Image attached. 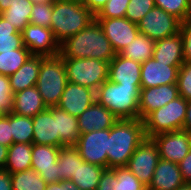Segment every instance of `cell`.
<instances>
[{
	"label": "cell",
	"instance_id": "6da1fadb",
	"mask_svg": "<svg viewBox=\"0 0 191 190\" xmlns=\"http://www.w3.org/2000/svg\"><path fill=\"white\" fill-rule=\"evenodd\" d=\"M59 55L63 59L94 58L110 62L116 55L109 39L95 20L76 35L60 44Z\"/></svg>",
	"mask_w": 191,
	"mask_h": 190
},
{
	"label": "cell",
	"instance_id": "7a4b0ae2",
	"mask_svg": "<svg viewBox=\"0 0 191 190\" xmlns=\"http://www.w3.org/2000/svg\"><path fill=\"white\" fill-rule=\"evenodd\" d=\"M146 138L140 119H119L108 137V168L127 166L137 146Z\"/></svg>",
	"mask_w": 191,
	"mask_h": 190
},
{
	"label": "cell",
	"instance_id": "3957f363",
	"mask_svg": "<svg viewBox=\"0 0 191 190\" xmlns=\"http://www.w3.org/2000/svg\"><path fill=\"white\" fill-rule=\"evenodd\" d=\"M95 21V15L82 3L69 0L53 2L51 27L55 39L61 44Z\"/></svg>",
	"mask_w": 191,
	"mask_h": 190
},
{
	"label": "cell",
	"instance_id": "277c9868",
	"mask_svg": "<svg viewBox=\"0 0 191 190\" xmlns=\"http://www.w3.org/2000/svg\"><path fill=\"white\" fill-rule=\"evenodd\" d=\"M141 86H126L105 81L96 91V101L119 119H139Z\"/></svg>",
	"mask_w": 191,
	"mask_h": 190
},
{
	"label": "cell",
	"instance_id": "5b68a950",
	"mask_svg": "<svg viewBox=\"0 0 191 190\" xmlns=\"http://www.w3.org/2000/svg\"><path fill=\"white\" fill-rule=\"evenodd\" d=\"M67 82L64 59L59 54L56 56H41L36 87L47 108L58 105Z\"/></svg>",
	"mask_w": 191,
	"mask_h": 190
},
{
	"label": "cell",
	"instance_id": "8992f818",
	"mask_svg": "<svg viewBox=\"0 0 191 190\" xmlns=\"http://www.w3.org/2000/svg\"><path fill=\"white\" fill-rule=\"evenodd\" d=\"M188 101L182 96L151 112L144 120L146 138L158 134L182 130Z\"/></svg>",
	"mask_w": 191,
	"mask_h": 190
},
{
	"label": "cell",
	"instance_id": "52a82bcc",
	"mask_svg": "<svg viewBox=\"0 0 191 190\" xmlns=\"http://www.w3.org/2000/svg\"><path fill=\"white\" fill-rule=\"evenodd\" d=\"M69 82L97 91L108 80L109 62L94 58L64 59Z\"/></svg>",
	"mask_w": 191,
	"mask_h": 190
},
{
	"label": "cell",
	"instance_id": "ba28073f",
	"mask_svg": "<svg viewBox=\"0 0 191 190\" xmlns=\"http://www.w3.org/2000/svg\"><path fill=\"white\" fill-rule=\"evenodd\" d=\"M159 160L158 146L152 138H145L137 146L126 167L148 187Z\"/></svg>",
	"mask_w": 191,
	"mask_h": 190
},
{
	"label": "cell",
	"instance_id": "9c48e42d",
	"mask_svg": "<svg viewBox=\"0 0 191 190\" xmlns=\"http://www.w3.org/2000/svg\"><path fill=\"white\" fill-rule=\"evenodd\" d=\"M181 21L155 6L138 23L139 33L157 41L180 31Z\"/></svg>",
	"mask_w": 191,
	"mask_h": 190
},
{
	"label": "cell",
	"instance_id": "30bf717a",
	"mask_svg": "<svg viewBox=\"0 0 191 190\" xmlns=\"http://www.w3.org/2000/svg\"><path fill=\"white\" fill-rule=\"evenodd\" d=\"M110 128L80 134L75 145L81 158L88 163L108 168V137Z\"/></svg>",
	"mask_w": 191,
	"mask_h": 190
},
{
	"label": "cell",
	"instance_id": "8fae6325",
	"mask_svg": "<svg viewBox=\"0 0 191 190\" xmlns=\"http://www.w3.org/2000/svg\"><path fill=\"white\" fill-rule=\"evenodd\" d=\"M160 159L179 164L191 150V133L186 130L165 132L152 137Z\"/></svg>",
	"mask_w": 191,
	"mask_h": 190
},
{
	"label": "cell",
	"instance_id": "7c38bea8",
	"mask_svg": "<svg viewBox=\"0 0 191 190\" xmlns=\"http://www.w3.org/2000/svg\"><path fill=\"white\" fill-rule=\"evenodd\" d=\"M23 45L35 56H56L60 52V44L48 27L28 24L22 31Z\"/></svg>",
	"mask_w": 191,
	"mask_h": 190
},
{
	"label": "cell",
	"instance_id": "4fadbf2b",
	"mask_svg": "<svg viewBox=\"0 0 191 190\" xmlns=\"http://www.w3.org/2000/svg\"><path fill=\"white\" fill-rule=\"evenodd\" d=\"M116 54L139 34L138 24L124 18H95Z\"/></svg>",
	"mask_w": 191,
	"mask_h": 190
},
{
	"label": "cell",
	"instance_id": "5bb4252c",
	"mask_svg": "<svg viewBox=\"0 0 191 190\" xmlns=\"http://www.w3.org/2000/svg\"><path fill=\"white\" fill-rule=\"evenodd\" d=\"M60 147L32 143L31 168L48 184L61 181L57 164Z\"/></svg>",
	"mask_w": 191,
	"mask_h": 190
},
{
	"label": "cell",
	"instance_id": "9a60e30c",
	"mask_svg": "<svg viewBox=\"0 0 191 190\" xmlns=\"http://www.w3.org/2000/svg\"><path fill=\"white\" fill-rule=\"evenodd\" d=\"M179 97L177 84H166L140 89L138 101L139 119L144 120L151 112Z\"/></svg>",
	"mask_w": 191,
	"mask_h": 190
},
{
	"label": "cell",
	"instance_id": "2e32d148",
	"mask_svg": "<svg viewBox=\"0 0 191 190\" xmlns=\"http://www.w3.org/2000/svg\"><path fill=\"white\" fill-rule=\"evenodd\" d=\"M95 101L96 91L68 81L57 107L78 117Z\"/></svg>",
	"mask_w": 191,
	"mask_h": 190
},
{
	"label": "cell",
	"instance_id": "e0dca14e",
	"mask_svg": "<svg viewBox=\"0 0 191 190\" xmlns=\"http://www.w3.org/2000/svg\"><path fill=\"white\" fill-rule=\"evenodd\" d=\"M180 66H169V63L158 62L150 58L141 64V88L176 84Z\"/></svg>",
	"mask_w": 191,
	"mask_h": 190
},
{
	"label": "cell",
	"instance_id": "ac0fdd59",
	"mask_svg": "<svg viewBox=\"0 0 191 190\" xmlns=\"http://www.w3.org/2000/svg\"><path fill=\"white\" fill-rule=\"evenodd\" d=\"M108 80L126 86H141V63L116 54L109 62Z\"/></svg>",
	"mask_w": 191,
	"mask_h": 190
},
{
	"label": "cell",
	"instance_id": "d6986e66",
	"mask_svg": "<svg viewBox=\"0 0 191 190\" xmlns=\"http://www.w3.org/2000/svg\"><path fill=\"white\" fill-rule=\"evenodd\" d=\"M118 120V117L97 101L77 117L80 134L109 129Z\"/></svg>",
	"mask_w": 191,
	"mask_h": 190
},
{
	"label": "cell",
	"instance_id": "ffe728a7",
	"mask_svg": "<svg viewBox=\"0 0 191 190\" xmlns=\"http://www.w3.org/2000/svg\"><path fill=\"white\" fill-rule=\"evenodd\" d=\"M177 163L159 160L149 186V190H176L185 185Z\"/></svg>",
	"mask_w": 191,
	"mask_h": 190
},
{
	"label": "cell",
	"instance_id": "44dd1931",
	"mask_svg": "<svg viewBox=\"0 0 191 190\" xmlns=\"http://www.w3.org/2000/svg\"><path fill=\"white\" fill-rule=\"evenodd\" d=\"M33 142L60 147V135L57 133L56 118H53L52 111L46 110L36 114L33 118Z\"/></svg>",
	"mask_w": 191,
	"mask_h": 190
},
{
	"label": "cell",
	"instance_id": "7402d4cb",
	"mask_svg": "<svg viewBox=\"0 0 191 190\" xmlns=\"http://www.w3.org/2000/svg\"><path fill=\"white\" fill-rule=\"evenodd\" d=\"M156 61L181 66L183 58V39L180 31L174 35L155 41L153 56Z\"/></svg>",
	"mask_w": 191,
	"mask_h": 190
},
{
	"label": "cell",
	"instance_id": "603a6c76",
	"mask_svg": "<svg viewBox=\"0 0 191 190\" xmlns=\"http://www.w3.org/2000/svg\"><path fill=\"white\" fill-rule=\"evenodd\" d=\"M47 109L36 86L24 89L14 94L13 112L20 116L33 118Z\"/></svg>",
	"mask_w": 191,
	"mask_h": 190
},
{
	"label": "cell",
	"instance_id": "cb8c5ba5",
	"mask_svg": "<svg viewBox=\"0 0 191 190\" xmlns=\"http://www.w3.org/2000/svg\"><path fill=\"white\" fill-rule=\"evenodd\" d=\"M41 56L32 55L15 73L8 76L13 94L36 86Z\"/></svg>",
	"mask_w": 191,
	"mask_h": 190
},
{
	"label": "cell",
	"instance_id": "d4e9b609",
	"mask_svg": "<svg viewBox=\"0 0 191 190\" xmlns=\"http://www.w3.org/2000/svg\"><path fill=\"white\" fill-rule=\"evenodd\" d=\"M48 108L52 111L53 118H56L57 133L60 135V148L76 145L80 136L77 117L57 106Z\"/></svg>",
	"mask_w": 191,
	"mask_h": 190
},
{
	"label": "cell",
	"instance_id": "484cf974",
	"mask_svg": "<svg viewBox=\"0 0 191 190\" xmlns=\"http://www.w3.org/2000/svg\"><path fill=\"white\" fill-rule=\"evenodd\" d=\"M32 143H13L8 147L4 169L11 174L31 168Z\"/></svg>",
	"mask_w": 191,
	"mask_h": 190
},
{
	"label": "cell",
	"instance_id": "4316f807",
	"mask_svg": "<svg viewBox=\"0 0 191 190\" xmlns=\"http://www.w3.org/2000/svg\"><path fill=\"white\" fill-rule=\"evenodd\" d=\"M84 162L75 145L62 146L57 159L59 179L61 181L70 180L78 170L79 164Z\"/></svg>",
	"mask_w": 191,
	"mask_h": 190
},
{
	"label": "cell",
	"instance_id": "83f0119b",
	"mask_svg": "<svg viewBox=\"0 0 191 190\" xmlns=\"http://www.w3.org/2000/svg\"><path fill=\"white\" fill-rule=\"evenodd\" d=\"M105 169L102 166L84 162L79 164L78 170L70 180L81 190H96Z\"/></svg>",
	"mask_w": 191,
	"mask_h": 190
},
{
	"label": "cell",
	"instance_id": "f1b7e54d",
	"mask_svg": "<svg viewBox=\"0 0 191 190\" xmlns=\"http://www.w3.org/2000/svg\"><path fill=\"white\" fill-rule=\"evenodd\" d=\"M154 44V40L139 33L119 54L142 64L152 58Z\"/></svg>",
	"mask_w": 191,
	"mask_h": 190
},
{
	"label": "cell",
	"instance_id": "f546056e",
	"mask_svg": "<svg viewBox=\"0 0 191 190\" xmlns=\"http://www.w3.org/2000/svg\"><path fill=\"white\" fill-rule=\"evenodd\" d=\"M32 7L29 0H14L1 15L21 32L30 23Z\"/></svg>",
	"mask_w": 191,
	"mask_h": 190
},
{
	"label": "cell",
	"instance_id": "4dcf8cb0",
	"mask_svg": "<svg viewBox=\"0 0 191 190\" xmlns=\"http://www.w3.org/2000/svg\"><path fill=\"white\" fill-rule=\"evenodd\" d=\"M32 54L23 45L19 49L0 53V74L10 76L15 73Z\"/></svg>",
	"mask_w": 191,
	"mask_h": 190
},
{
	"label": "cell",
	"instance_id": "1f68e13d",
	"mask_svg": "<svg viewBox=\"0 0 191 190\" xmlns=\"http://www.w3.org/2000/svg\"><path fill=\"white\" fill-rule=\"evenodd\" d=\"M12 190H46L47 182L32 168L11 174Z\"/></svg>",
	"mask_w": 191,
	"mask_h": 190
},
{
	"label": "cell",
	"instance_id": "d6a6232c",
	"mask_svg": "<svg viewBox=\"0 0 191 190\" xmlns=\"http://www.w3.org/2000/svg\"><path fill=\"white\" fill-rule=\"evenodd\" d=\"M11 134L13 143L33 142V121L31 117L10 113Z\"/></svg>",
	"mask_w": 191,
	"mask_h": 190
},
{
	"label": "cell",
	"instance_id": "836d02e7",
	"mask_svg": "<svg viewBox=\"0 0 191 190\" xmlns=\"http://www.w3.org/2000/svg\"><path fill=\"white\" fill-rule=\"evenodd\" d=\"M23 46L22 34L0 14V53Z\"/></svg>",
	"mask_w": 191,
	"mask_h": 190
},
{
	"label": "cell",
	"instance_id": "e575fe53",
	"mask_svg": "<svg viewBox=\"0 0 191 190\" xmlns=\"http://www.w3.org/2000/svg\"><path fill=\"white\" fill-rule=\"evenodd\" d=\"M155 5L169 14L178 18L181 22L191 16L190 0H154Z\"/></svg>",
	"mask_w": 191,
	"mask_h": 190
},
{
	"label": "cell",
	"instance_id": "d590c367",
	"mask_svg": "<svg viewBox=\"0 0 191 190\" xmlns=\"http://www.w3.org/2000/svg\"><path fill=\"white\" fill-rule=\"evenodd\" d=\"M117 178L116 190H144L146 186L126 167L111 168Z\"/></svg>",
	"mask_w": 191,
	"mask_h": 190
},
{
	"label": "cell",
	"instance_id": "8d00e7d4",
	"mask_svg": "<svg viewBox=\"0 0 191 190\" xmlns=\"http://www.w3.org/2000/svg\"><path fill=\"white\" fill-rule=\"evenodd\" d=\"M155 6L154 0H130L125 17L131 22L138 24L146 13Z\"/></svg>",
	"mask_w": 191,
	"mask_h": 190
},
{
	"label": "cell",
	"instance_id": "74e56055",
	"mask_svg": "<svg viewBox=\"0 0 191 190\" xmlns=\"http://www.w3.org/2000/svg\"><path fill=\"white\" fill-rule=\"evenodd\" d=\"M53 2L33 4L30 16V24H35L43 27H51Z\"/></svg>",
	"mask_w": 191,
	"mask_h": 190
},
{
	"label": "cell",
	"instance_id": "f35d334b",
	"mask_svg": "<svg viewBox=\"0 0 191 190\" xmlns=\"http://www.w3.org/2000/svg\"><path fill=\"white\" fill-rule=\"evenodd\" d=\"M177 87L179 96L191 101V61H184L178 69Z\"/></svg>",
	"mask_w": 191,
	"mask_h": 190
},
{
	"label": "cell",
	"instance_id": "ab89813d",
	"mask_svg": "<svg viewBox=\"0 0 191 190\" xmlns=\"http://www.w3.org/2000/svg\"><path fill=\"white\" fill-rule=\"evenodd\" d=\"M130 0H108L95 18H124Z\"/></svg>",
	"mask_w": 191,
	"mask_h": 190
},
{
	"label": "cell",
	"instance_id": "60d3db41",
	"mask_svg": "<svg viewBox=\"0 0 191 190\" xmlns=\"http://www.w3.org/2000/svg\"><path fill=\"white\" fill-rule=\"evenodd\" d=\"M14 94L11 90L9 78L0 74V115L13 112Z\"/></svg>",
	"mask_w": 191,
	"mask_h": 190
},
{
	"label": "cell",
	"instance_id": "b9f144b4",
	"mask_svg": "<svg viewBox=\"0 0 191 190\" xmlns=\"http://www.w3.org/2000/svg\"><path fill=\"white\" fill-rule=\"evenodd\" d=\"M180 33L183 39L184 61H191V16L181 22Z\"/></svg>",
	"mask_w": 191,
	"mask_h": 190
},
{
	"label": "cell",
	"instance_id": "7bdbcfd3",
	"mask_svg": "<svg viewBox=\"0 0 191 190\" xmlns=\"http://www.w3.org/2000/svg\"><path fill=\"white\" fill-rule=\"evenodd\" d=\"M0 144L7 147L13 144L10 114L0 115Z\"/></svg>",
	"mask_w": 191,
	"mask_h": 190
},
{
	"label": "cell",
	"instance_id": "ee69618b",
	"mask_svg": "<svg viewBox=\"0 0 191 190\" xmlns=\"http://www.w3.org/2000/svg\"><path fill=\"white\" fill-rule=\"evenodd\" d=\"M117 182L115 172L111 168H107L102 173L96 190H116Z\"/></svg>",
	"mask_w": 191,
	"mask_h": 190
},
{
	"label": "cell",
	"instance_id": "f6af8a7d",
	"mask_svg": "<svg viewBox=\"0 0 191 190\" xmlns=\"http://www.w3.org/2000/svg\"><path fill=\"white\" fill-rule=\"evenodd\" d=\"M182 177L186 184H191V150L178 164Z\"/></svg>",
	"mask_w": 191,
	"mask_h": 190
},
{
	"label": "cell",
	"instance_id": "bcb514c9",
	"mask_svg": "<svg viewBox=\"0 0 191 190\" xmlns=\"http://www.w3.org/2000/svg\"><path fill=\"white\" fill-rule=\"evenodd\" d=\"M46 190H81L71 180H62L47 184Z\"/></svg>",
	"mask_w": 191,
	"mask_h": 190
},
{
	"label": "cell",
	"instance_id": "7dc6e473",
	"mask_svg": "<svg viewBox=\"0 0 191 190\" xmlns=\"http://www.w3.org/2000/svg\"><path fill=\"white\" fill-rule=\"evenodd\" d=\"M0 190H12L11 173L0 169Z\"/></svg>",
	"mask_w": 191,
	"mask_h": 190
},
{
	"label": "cell",
	"instance_id": "c3c4849f",
	"mask_svg": "<svg viewBox=\"0 0 191 190\" xmlns=\"http://www.w3.org/2000/svg\"><path fill=\"white\" fill-rule=\"evenodd\" d=\"M107 1L108 0H84L82 4L96 15Z\"/></svg>",
	"mask_w": 191,
	"mask_h": 190
},
{
	"label": "cell",
	"instance_id": "681fc988",
	"mask_svg": "<svg viewBox=\"0 0 191 190\" xmlns=\"http://www.w3.org/2000/svg\"><path fill=\"white\" fill-rule=\"evenodd\" d=\"M183 130L191 133V101H188L186 109V117L184 120Z\"/></svg>",
	"mask_w": 191,
	"mask_h": 190
},
{
	"label": "cell",
	"instance_id": "f907efd6",
	"mask_svg": "<svg viewBox=\"0 0 191 190\" xmlns=\"http://www.w3.org/2000/svg\"><path fill=\"white\" fill-rule=\"evenodd\" d=\"M8 147L0 144V169H4L7 160Z\"/></svg>",
	"mask_w": 191,
	"mask_h": 190
},
{
	"label": "cell",
	"instance_id": "816d5d0a",
	"mask_svg": "<svg viewBox=\"0 0 191 190\" xmlns=\"http://www.w3.org/2000/svg\"><path fill=\"white\" fill-rule=\"evenodd\" d=\"M13 1L14 0H0V14L6 11Z\"/></svg>",
	"mask_w": 191,
	"mask_h": 190
},
{
	"label": "cell",
	"instance_id": "f5cc1de1",
	"mask_svg": "<svg viewBox=\"0 0 191 190\" xmlns=\"http://www.w3.org/2000/svg\"><path fill=\"white\" fill-rule=\"evenodd\" d=\"M32 4H42V3H51L55 0H29Z\"/></svg>",
	"mask_w": 191,
	"mask_h": 190
},
{
	"label": "cell",
	"instance_id": "db71d44e",
	"mask_svg": "<svg viewBox=\"0 0 191 190\" xmlns=\"http://www.w3.org/2000/svg\"><path fill=\"white\" fill-rule=\"evenodd\" d=\"M176 190H191V184H185V185L177 188Z\"/></svg>",
	"mask_w": 191,
	"mask_h": 190
},
{
	"label": "cell",
	"instance_id": "11a10c76",
	"mask_svg": "<svg viewBox=\"0 0 191 190\" xmlns=\"http://www.w3.org/2000/svg\"><path fill=\"white\" fill-rule=\"evenodd\" d=\"M69 1H73V2H80L83 3L84 0H69Z\"/></svg>",
	"mask_w": 191,
	"mask_h": 190
}]
</instances>
